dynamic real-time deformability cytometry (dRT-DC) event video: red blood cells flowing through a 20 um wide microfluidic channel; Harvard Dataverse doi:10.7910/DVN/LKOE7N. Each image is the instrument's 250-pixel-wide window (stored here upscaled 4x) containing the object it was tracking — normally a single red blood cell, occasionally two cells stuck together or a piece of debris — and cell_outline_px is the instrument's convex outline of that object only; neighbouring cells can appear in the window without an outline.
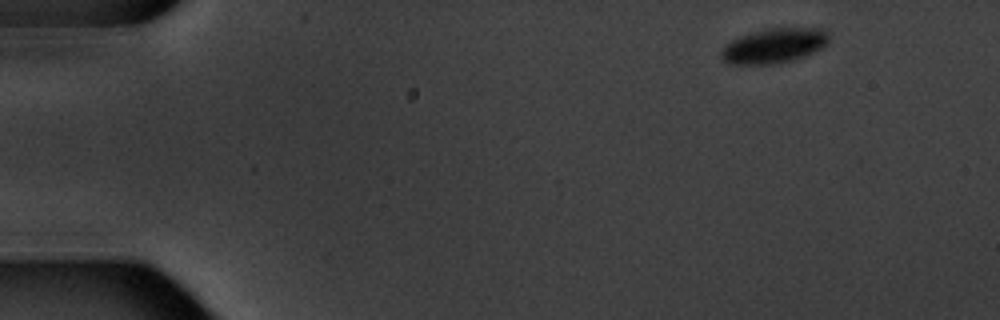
{"species": "common noctule bat (a hibernating species)", "species_latin": "Nyctalus noctula", "temperature_condition": "warm", "stored_images_in_passage": 10, "camera_frame_rate_fps": 3000, "um_per_image_px": 0.085, "animal": {"sex": "male", "body_mass_g": 20.1, "forearm_length_mm": 53.5}, "frame": {"image": 1, "passage_image": 2, "time_ms": 1.333, "image_size_px": [1000, 320], "cell_outline_px": [[828, 44], [804, 56], [792, 60], [772, 64], [728, 64], [720, 56], [720, 52], [724, 44], [732, 40], [752, 32], [768, 28], [828, 28]], "centroid_in_image_um": [65.79, 3.88], "position_along_channel_um": 19.2, "area_um2": 21.85}}
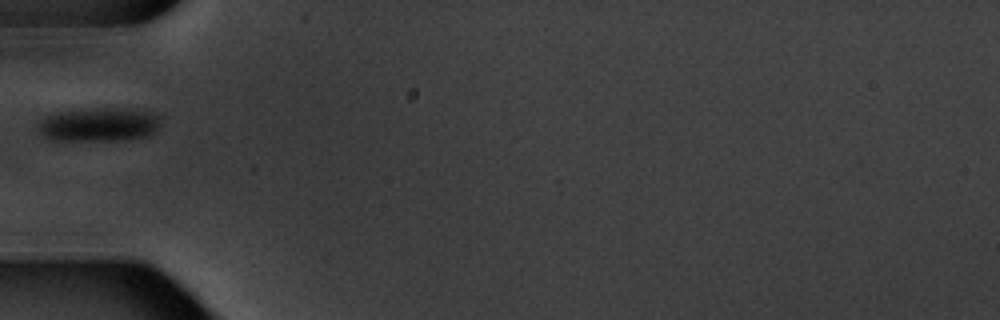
{"frame": {"image": 2, "passage_image": 6, "time_ms": 6.0, "image_size_px": [1000, 320], "cell_outline_px": [[160, 124], [148, 136], [112, 140], [48, 140], [36, 128], [36, 124], [44, 116], [56, 112], [92, 108], [132, 108], [152, 112], [160, 116]], "centroid_in_image_um": [8.36, 10.56], "position_along_channel_um": 76.6, "area_um2": 24.39}}